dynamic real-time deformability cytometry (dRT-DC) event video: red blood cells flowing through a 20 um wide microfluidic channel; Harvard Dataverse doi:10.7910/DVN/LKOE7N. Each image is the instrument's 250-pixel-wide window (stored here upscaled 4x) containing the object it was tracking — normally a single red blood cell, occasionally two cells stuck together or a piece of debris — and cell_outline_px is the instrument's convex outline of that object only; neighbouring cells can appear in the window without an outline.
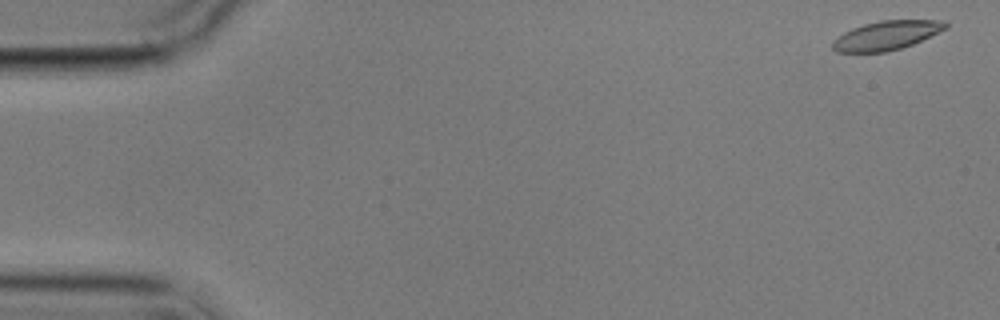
{"species": "common noctule bat (a hibernating species)", "species_latin": "Nyctalus noctula", "temperature_condition": "cold", "stored_images_in_passage": 7, "camera_frame_rate_fps": 3000, "um_per_image_px": 0.085, "animal": {"sex": "male", "body_mass_g": 17.9}, "frame": {"image": 1, "passage_image": 1, "time_ms": 0.0, "image_size_px": [1000, 320], "cell_outline_px": [[948, 28], [912, 44], [900, 48], [884, 52], [836, 52], [832, 48], [832, 40], [844, 32], [852, 28], [864, 24], [880, 20], [944, 20], [948, 24]], "centroid_in_image_um": [75.34, 3.0], "position_along_channel_um": 9.7, "area_um2": 19.07}}
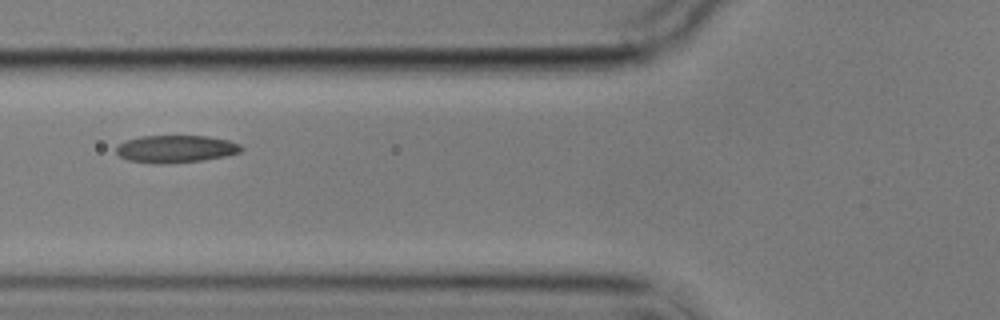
{"frame": {"image": 2, "passage_image": 6, "time_ms": 6.667, "image_size_px": [1000, 320], "cell_outline_px": [[244, 148], [240, 152], [224, 156], [204, 160], [164, 164], [160, 164], [128, 160], [120, 156], [116, 152], [116, 148], [120, 144], [128, 140], [140, 136], [208, 136], [228, 140], [240, 144]], "centroid_in_image_um": [14.97, 12.66], "position_along_channel_um": 110.8, "area_um2": 19.88}}
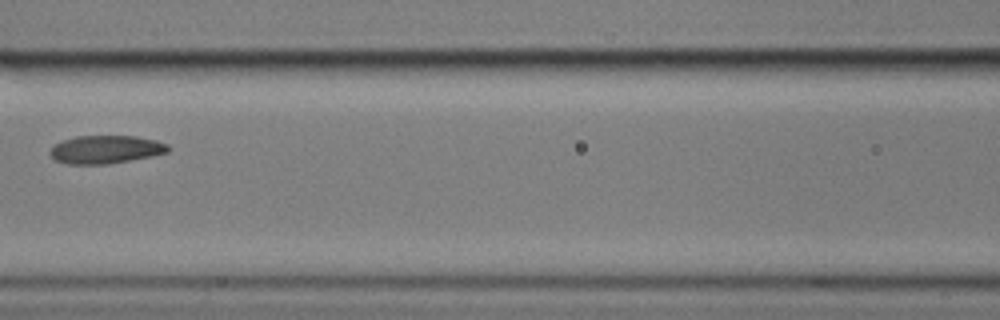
{"frame": {"image": 3, "passage_image": 7, "time_ms": 8.0, "image_size_px": [1000, 320], "cell_outline_px": [[172, 148], [168, 152], [152, 156], [108, 164], [68, 164], [52, 160], [48, 152], [56, 144], [64, 140], [76, 136], [136, 136], [156, 140], [168, 144]], "centroid_in_image_um": [8.99, 12.71], "position_along_channel_um": 157.6, "area_um2": 19.48}}